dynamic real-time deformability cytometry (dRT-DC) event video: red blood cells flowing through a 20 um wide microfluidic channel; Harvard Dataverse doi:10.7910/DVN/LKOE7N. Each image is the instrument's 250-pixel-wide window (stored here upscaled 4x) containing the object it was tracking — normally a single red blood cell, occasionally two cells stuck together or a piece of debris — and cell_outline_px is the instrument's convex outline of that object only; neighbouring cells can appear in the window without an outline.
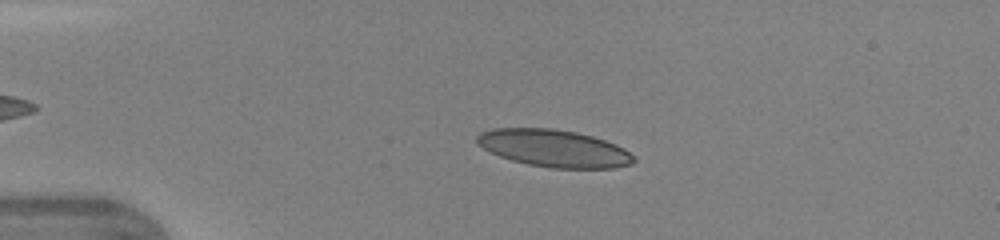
{"species": "human", "species_latin": "Homo sapiens", "temperature_condition": "warm", "stored_images_in_passage": 38, "camera_frame_rate_fps": 3000, "um_per_image_px": 0.085, "donor": {"sex": "female"}, "frame": {"image": 1, "passage_image": 4, "time_ms": 1.0, "image_size_px": [1000, 240], "cell_outline_px": [[636, 160], [632, 164], [612, 168], [552, 168], [528, 164], [512, 160], [500, 156], [476, 144], [476, 136], [480, 132], [492, 128], [552, 128], [576, 132], [592, 136], [616, 144], [624, 148]], "centroid_in_image_um": [47.07, 12.6], "position_along_channel_um": 37.9, "area_um2": 33.99}}
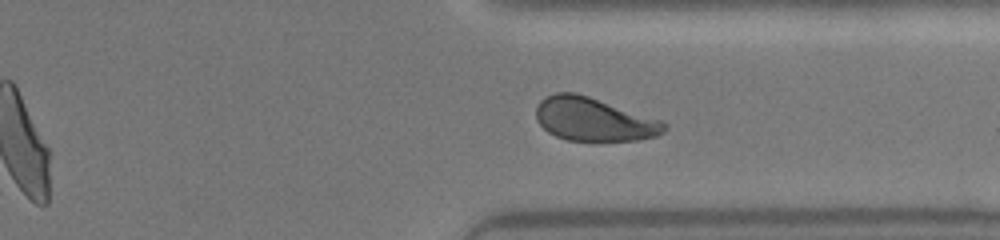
{"frame": {"image": 2, "passage_image": 28, "time_ms": 9.0, "image_size_px": [1000, 240], "cell_outline_px": [[668, 128], [664, 132], [656, 136], [640, 140], [568, 140], [556, 136], [548, 132], [536, 120], [536, 108], [540, 100], [556, 92], [576, 92], [660, 120], [668, 124]], "centroid_in_image_um": [50.47, 10.14], "position_along_channel_um": 360.9, "area_um2": 32.14}}
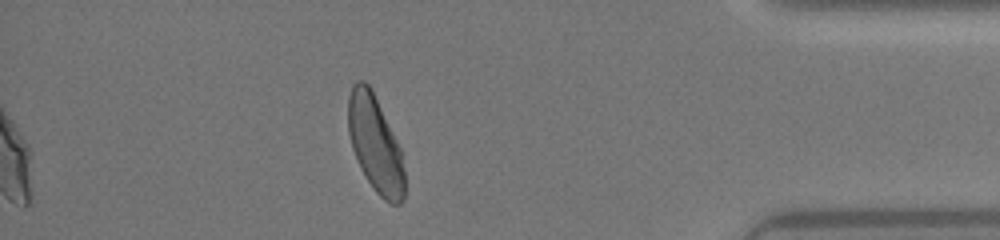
{"frame": {"image": 3, "passage_image": 33, "time_ms": 10.667, "image_size_px": [1000, 240], "cell_outline_px": [[404, 200], [400, 204], [392, 204], [384, 200], [376, 192], [360, 168], [352, 148], [348, 132], [348, 96], [352, 84], [356, 80], [364, 80], [372, 88], [400, 148], [404, 172]], "centroid_in_image_um": [31.88, 12.21], "position_along_channel_um": 403.3, "area_um2": 31.67}}